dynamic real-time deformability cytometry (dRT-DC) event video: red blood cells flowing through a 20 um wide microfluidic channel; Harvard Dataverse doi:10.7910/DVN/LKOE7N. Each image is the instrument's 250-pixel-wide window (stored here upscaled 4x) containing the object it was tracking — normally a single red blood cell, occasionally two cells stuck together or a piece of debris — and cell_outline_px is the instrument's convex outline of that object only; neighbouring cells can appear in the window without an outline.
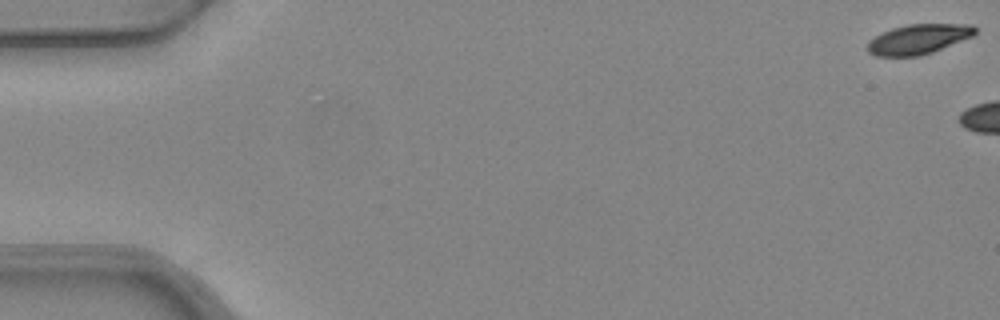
{"species": "common noctule bat (a hibernating species)", "species_latin": "Nyctalus noctula", "temperature_condition": "warm", "stored_images_in_passage": 5, "segment_of_instrument_passage": [2, 2], "camera_frame_rate_fps": 3000, "um_per_image_px": 0.085, "animal": {"sex": "female", "body_mass_g": 24.6, "forearm_length_mm": 56.2}, "frame": {"image": 1, "passage_image": 5, "time_ms": 1.333, "image_size_px": [1000, 320], "cell_outline_px": [[976, 32], [972, 36], [932, 52], [920, 56], [876, 56], [868, 52], [868, 40], [892, 28], [908, 24], [972, 24], [976, 28]], "centroid_in_image_um": [78.06, 3.32], "position_along_channel_um": 6.9, "area_um2": 18.55}}